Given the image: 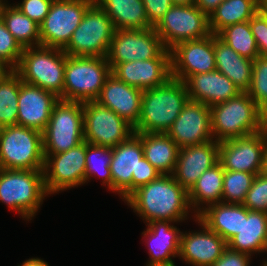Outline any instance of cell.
<instances>
[{"label": "cell", "instance_id": "e0dca14e", "mask_svg": "<svg viewBox=\"0 0 267 266\" xmlns=\"http://www.w3.org/2000/svg\"><path fill=\"white\" fill-rule=\"evenodd\" d=\"M166 134L180 148L212 141L210 107L188 100Z\"/></svg>", "mask_w": 267, "mask_h": 266}, {"label": "cell", "instance_id": "d6986e66", "mask_svg": "<svg viewBox=\"0 0 267 266\" xmlns=\"http://www.w3.org/2000/svg\"><path fill=\"white\" fill-rule=\"evenodd\" d=\"M143 156L141 138L136 133L112 148V192L118 193L123 201L132 194V176H137L139 160Z\"/></svg>", "mask_w": 267, "mask_h": 266}, {"label": "cell", "instance_id": "7402d4cb", "mask_svg": "<svg viewBox=\"0 0 267 266\" xmlns=\"http://www.w3.org/2000/svg\"><path fill=\"white\" fill-rule=\"evenodd\" d=\"M219 159V142L182 147L172 176L187 191L197 182L199 177L209 170Z\"/></svg>", "mask_w": 267, "mask_h": 266}, {"label": "cell", "instance_id": "f6af8a7d", "mask_svg": "<svg viewBox=\"0 0 267 266\" xmlns=\"http://www.w3.org/2000/svg\"><path fill=\"white\" fill-rule=\"evenodd\" d=\"M251 255L230 249H224L221 257L212 266H249Z\"/></svg>", "mask_w": 267, "mask_h": 266}, {"label": "cell", "instance_id": "f1b7e54d", "mask_svg": "<svg viewBox=\"0 0 267 266\" xmlns=\"http://www.w3.org/2000/svg\"><path fill=\"white\" fill-rule=\"evenodd\" d=\"M223 177L224 169L218 161L206 170L188 191L190 207L195 213V216H192L194 219L204 211L206 206L222 202Z\"/></svg>", "mask_w": 267, "mask_h": 266}, {"label": "cell", "instance_id": "d590c367", "mask_svg": "<svg viewBox=\"0 0 267 266\" xmlns=\"http://www.w3.org/2000/svg\"><path fill=\"white\" fill-rule=\"evenodd\" d=\"M112 157V148L91 145L86 142V173L85 183L91 177L101 176L102 185H107L112 191V177L110 171V163ZM96 175V176H95Z\"/></svg>", "mask_w": 267, "mask_h": 266}, {"label": "cell", "instance_id": "bcb514c9", "mask_svg": "<svg viewBox=\"0 0 267 266\" xmlns=\"http://www.w3.org/2000/svg\"><path fill=\"white\" fill-rule=\"evenodd\" d=\"M224 0H194V4L201 9L205 14H210L220 5Z\"/></svg>", "mask_w": 267, "mask_h": 266}, {"label": "cell", "instance_id": "9a60e30c", "mask_svg": "<svg viewBox=\"0 0 267 266\" xmlns=\"http://www.w3.org/2000/svg\"><path fill=\"white\" fill-rule=\"evenodd\" d=\"M267 128L243 137L219 142V159L224 170L259 174L263 171Z\"/></svg>", "mask_w": 267, "mask_h": 266}, {"label": "cell", "instance_id": "cb8c5ba5", "mask_svg": "<svg viewBox=\"0 0 267 266\" xmlns=\"http://www.w3.org/2000/svg\"><path fill=\"white\" fill-rule=\"evenodd\" d=\"M171 223L175 222L161 220L146 224L142 234L149 247L147 266H176L172 258L179 256L182 232Z\"/></svg>", "mask_w": 267, "mask_h": 266}, {"label": "cell", "instance_id": "f546056e", "mask_svg": "<svg viewBox=\"0 0 267 266\" xmlns=\"http://www.w3.org/2000/svg\"><path fill=\"white\" fill-rule=\"evenodd\" d=\"M113 22L115 29L144 30L148 22L142 0H94Z\"/></svg>", "mask_w": 267, "mask_h": 266}, {"label": "cell", "instance_id": "7a4b0ae2", "mask_svg": "<svg viewBox=\"0 0 267 266\" xmlns=\"http://www.w3.org/2000/svg\"><path fill=\"white\" fill-rule=\"evenodd\" d=\"M188 100L185 82L173 77L160 86L143 90L134 133H166Z\"/></svg>", "mask_w": 267, "mask_h": 266}, {"label": "cell", "instance_id": "277c9868", "mask_svg": "<svg viewBox=\"0 0 267 266\" xmlns=\"http://www.w3.org/2000/svg\"><path fill=\"white\" fill-rule=\"evenodd\" d=\"M67 54L60 48L25 47L15 71L23 82L54 93L63 100Z\"/></svg>", "mask_w": 267, "mask_h": 266}, {"label": "cell", "instance_id": "44dd1931", "mask_svg": "<svg viewBox=\"0 0 267 266\" xmlns=\"http://www.w3.org/2000/svg\"><path fill=\"white\" fill-rule=\"evenodd\" d=\"M59 100L54 93L23 82L18 98L17 125L44 132L54 104Z\"/></svg>", "mask_w": 267, "mask_h": 266}, {"label": "cell", "instance_id": "8992f818", "mask_svg": "<svg viewBox=\"0 0 267 266\" xmlns=\"http://www.w3.org/2000/svg\"><path fill=\"white\" fill-rule=\"evenodd\" d=\"M43 133L20 125L0 128V168L44 169Z\"/></svg>", "mask_w": 267, "mask_h": 266}, {"label": "cell", "instance_id": "7c38bea8", "mask_svg": "<svg viewBox=\"0 0 267 266\" xmlns=\"http://www.w3.org/2000/svg\"><path fill=\"white\" fill-rule=\"evenodd\" d=\"M94 0H54L40 27V45L63 49Z\"/></svg>", "mask_w": 267, "mask_h": 266}, {"label": "cell", "instance_id": "b9f144b4", "mask_svg": "<svg viewBox=\"0 0 267 266\" xmlns=\"http://www.w3.org/2000/svg\"><path fill=\"white\" fill-rule=\"evenodd\" d=\"M252 34L260 55H267V11H258L250 20Z\"/></svg>", "mask_w": 267, "mask_h": 266}, {"label": "cell", "instance_id": "836d02e7", "mask_svg": "<svg viewBox=\"0 0 267 266\" xmlns=\"http://www.w3.org/2000/svg\"><path fill=\"white\" fill-rule=\"evenodd\" d=\"M21 76L12 70L0 81V128L17 125Z\"/></svg>", "mask_w": 267, "mask_h": 266}, {"label": "cell", "instance_id": "f907efd6", "mask_svg": "<svg viewBox=\"0 0 267 266\" xmlns=\"http://www.w3.org/2000/svg\"><path fill=\"white\" fill-rule=\"evenodd\" d=\"M173 4L191 5L194 4V0H172Z\"/></svg>", "mask_w": 267, "mask_h": 266}, {"label": "cell", "instance_id": "d4e9b609", "mask_svg": "<svg viewBox=\"0 0 267 266\" xmlns=\"http://www.w3.org/2000/svg\"><path fill=\"white\" fill-rule=\"evenodd\" d=\"M189 100L211 107L237 96L240 89L225 75L215 70L194 74L186 81Z\"/></svg>", "mask_w": 267, "mask_h": 266}, {"label": "cell", "instance_id": "ac0fdd59", "mask_svg": "<svg viewBox=\"0 0 267 266\" xmlns=\"http://www.w3.org/2000/svg\"><path fill=\"white\" fill-rule=\"evenodd\" d=\"M111 74L141 90L160 86L171 77L170 50L165 49L154 59L116 64L111 68Z\"/></svg>", "mask_w": 267, "mask_h": 266}, {"label": "cell", "instance_id": "ffe728a7", "mask_svg": "<svg viewBox=\"0 0 267 266\" xmlns=\"http://www.w3.org/2000/svg\"><path fill=\"white\" fill-rule=\"evenodd\" d=\"M195 221L202 230L182 232L178 257L193 266H212L221 257L227 242L198 218Z\"/></svg>", "mask_w": 267, "mask_h": 266}, {"label": "cell", "instance_id": "f5cc1de1", "mask_svg": "<svg viewBox=\"0 0 267 266\" xmlns=\"http://www.w3.org/2000/svg\"><path fill=\"white\" fill-rule=\"evenodd\" d=\"M5 1L6 0H0V7L9 4V3H7L8 1H6V2Z\"/></svg>", "mask_w": 267, "mask_h": 266}, {"label": "cell", "instance_id": "9c48e42d", "mask_svg": "<svg viewBox=\"0 0 267 266\" xmlns=\"http://www.w3.org/2000/svg\"><path fill=\"white\" fill-rule=\"evenodd\" d=\"M115 30L111 19L94 2L62 50L68 56L107 57Z\"/></svg>", "mask_w": 267, "mask_h": 266}, {"label": "cell", "instance_id": "f35d334b", "mask_svg": "<svg viewBox=\"0 0 267 266\" xmlns=\"http://www.w3.org/2000/svg\"><path fill=\"white\" fill-rule=\"evenodd\" d=\"M23 47L7 30L0 17V60L7 64L12 70L19 65Z\"/></svg>", "mask_w": 267, "mask_h": 266}, {"label": "cell", "instance_id": "681fc988", "mask_svg": "<svg viewBox=\"0 0 267 266\" xmlns=\"http://www.w3.org/2000/svg\"><path fill=\"white\" fill-rule=\"evenodd\" d=\"M258 11H267V0H256Z\"/></svg>", "mask_w": 267, "mask_h": 266}, {"label": "cell", "instance_id": "8d00e7d4", "mask_svg": "<svg viewBox=\"0 0 267 266\" xmlns=\"http://www.w3.org/2000/svg\"><path fill=\"white\" fill-rule=\"evenodd\" d=\"M254 178L249 172L224 170L222 202L243 204Z\"/></svg>", "mask_w": 267, "mask_h": 266}, {"label": "cell", "instance_id": "5bb4252c", "mask_svg": "<svg viewBox=\"0 0 267 266\" xmlns=\"http://www.w3.org/2000/svg\"><path fill=\"white\" fill-rule=\"evenodd\" d=\"M165 49L154 27L116 29L106 58L112 68L120 63L157 58Z\"/></svg>", "mask_w": 267, "mask_h": 266}, {"label": "cell", "instance_id": "7bdbcfd3", "mask_svg": "<svg viewBox=\"0 0 267 266\" xmlns=\"http://www.w3.org/2000/svg\"><path fill=\"white\" fill-rule=\"evenodd\" d=\"M161 173L143 156L139 160L137 176H132V193L139 187L156 180Z\"/></svg>", "mask_w": 267, "mask_h": 266}, {"label": "cell", "instance_id": "c3c4849f", "mask_svg": "<svg viewBox=\"0 0 267 266\" xmlns=\"http://www.w3.org/2000/svg\"><path fill=\"white\" fill-rule=\"evenodd\" d=\"M12 71V69L0 60V81Z\"/></svg>", "mask_w": 267, "mask_h": 266}, {"label": "cell", "instance_id": "ee69618b", "mask_svg": "<svg viewBox=\"0 0 267 266\" xmlns=\"http://www.w3.org/2000/svg\"><path fill=\"white\" fill-rule=\"evenodd\" d=\"M148 22L155 27L165 13L174 5L172 0H142Z\"/></svg>", "mask_w": 267, "mask_h": 266}, {"label": "cell", "instance_id": "6da1fadb", "mask_svg": "<svg viewBox=\"0 0 267 266\" xmlns=\"http://www.w3.org/2000/svg\"><path fill=\"white\" fill-rule=\"evenodd\" d=\"M124 202L146 224L161 220L179 223L187 220L191 212L188 191L172 175L161 174L135 190Z\"/></svg>", "mask_w": 267, "mask_h": 266}, {"label": "cell", "instance_id": "7dc6e473", "mask_svg": "<svg viewBox=\"0 0 267 266\" xmlns=\"http://www.w3.org/2000/svg\"><path fill=\"white\" fill-rule=\"evenodd\" d=\"M18 266H49L47 262L40 258H30L23 262L22 265Z\"/></svg>", "mask_w": 267, "mask_h": 266}, {"label": "cell", "instance_id": "603a6c76", "mask_svg": "<svg viewBox=\"0 0 267 266\" xmlns=\"http://www.w3.org/2000/svg\"><path fill=\"white\" fill-rule=\"evenodd\" d=\"M142 93L143 90L130 86L111 74L95 101L114 111L134 127L141 114Z\"/></svg>", "mask_w": 267, "mask_h": 266}, {"label": "cell", "instance_id": "484cf974", "mask_svg": "<svg viewBox=\"0 0 267 266\" xmlns=\"http://www.w3.org/2000/svg\"><path fill=\"white\" fill-rule=\"evenodd\" d=\"M227 246L235 251L253 255L267 253V213L248 210L242 204V226Z\"/></svg>", "mask_w": 267, "mask_h": 266}, {"label": "cell", "instance_id": "4fadbf2b", "mask_svg": "<svg viewBox=\"0 0 267 266\" xmlns=\"http://www.w3.org/2000/svg\"><path fill=\"white\" fill-rule=\"evenodd\" d=\"M86 141L63 153L50 154L44 162V184L47 194H55L85 184Z\"/></svg>", "mask_w": 267, "mask_h": 266}, {"label": "cell", "instance_id": "30bf717a", "mask_svg": "<svg viewBox=\"0 0 267 266\" xmlns=\"http://www.w3.org/2000/svg\"><path fill=\"white\" fill-rule=\"evenodd\" d=\"M166 49L209 36V16L195 4H174L154 27Z\"/></svg>", "mask_w": 267, "mask_h": 266}, {"label": "cell", "instance_id": "5b68a950", "mask_svg": "<svg viewBox=\"0 0 267 266\" xmlns=\"http://www.w3.org/2000/svg\"><path fill=\"white\" fill-rule=\"evenodd\" d=\"M46 196L43 170L0 168V201L24 220H32Z\"/></svg>", "mask_w": 267, "mask_h": 266}, {"label": "cell", "instance_id": "4dcf8cb0", "mask_svg": "<svg viewBox=\"0 0 267 266\" xmlns=\"http://www.w3.org/2000/svg\"><path fill=\"white\" fill-rule=\"evenodd\" d=\"M197 218L226 242L238 234L242 226V204L217 203L204 209Z\"/></svg>", "mask_w": 267, "mask_h": 266}, {"label": "cell", "instance_id": "83f0119b", "mask_svg": "<svg viewBox=\"0 0 267 266\" xmlns=\"http://www.w3.org/2000/svg\"><path fill=\"white\" fill-rule=\"evenodd\" d=\"M141 138L144 157L162 175H172L180 147L166 133H136Z\"/></svg>", "mask_w": 267, "mask_h": 266}, {"label": "cell", "instance_id": "e575fe53", "mask_svg": "<svg viewBox=\"0 0 267 266\" xmlns=\"http://www.w3.org/2000/svg\"><path fill=\"white\" fill-rule=\"evenodd\" d=\"M217 36L241 56L254 60L260 55L249 21L228 26Z\"/></svg>", "mask_w": 267, "mask_h": 266}, {"label": "cell", "instance_id": "8fae6325", "mask_svg": "<svg viewBox=\"0 0 267 266\" xmlns=\"http://www.w3.org/2000/svg\"><path fill=\"white\" fill-rule=\"evenodd\" d=\"M84 141L113 148L134 134L133 126L97 101L83 102Z\"/></svg>", "mask_w": 267, "mask_h": 266}, {"label": "cell", "instance_id": "db71d44e", "mask_svg": "<svg viewBox=\"0 0 267 266\" xmlns=\"http://www.w3.org/2000/svg\"><path fill=\"white\" fill-rule=\"evenodd\" d=\"M262 265L267 266V261H264Z\"/></svg>", "mask_w": 267, "mask_h": 266}, {"label": "cell", "instance_id": "1f68e13d", "mask_svg": "<svg viewBox=\"0 0 267 266\" xmlns=\"http://www.w3.org/2000/svg\"><path fill=\"white\" fill-rule=\"evenodd\" d=\"M258 12L256 0H224L209 16V27L217 35L222 29L249 21Z\"/></svg>", "mask_w": 267, "mask_h": 266}, {"label": "cell", "instance_id": "3957f363", "mask_svg": "<svg viewBox=\"0 0 267 266\" xmlns=\"http://www.w3.org/2000/svg\"><path fill=\"white\" fill-rule=\"evenodd\" d=\"M213 140L243 137L267 128V116L247 92L210 107Z\"/></svg>", "mask_w": 267, "mask_h": 266}, {"label": "cell", "instance_id": "60d3db41", "mask_svg": "<svg viewBox=\"0 0 267 266\" xmlns=\"http://www.w3.org/2000/svg\"><path fill=\"white\" fill-rule=\"evenodd\" d=\"M54 0H23L15 6L31 20L40 25Z\"/></svg>", "mask_w": 267, "mask_h": 266}, {"label": "cell", "instance_id": "2e32d148", "mask_svg": "<svg viewBox=\"0 0 267 266\" xmlns=\"http://www.w3.org/2000/svg\"><path fill=\"white\" fill-rule=\"evenodd\" d=\"M171 77L185 82L194 74L216 70L214 34L178 43L170 49Z\"/></svg>", "mask_w": 267, "mask_h": 266}, {"label": "cell", "instance_id": "4316f807", "mask_svg": "<svg viewBox=\"0 0 267 266\" xmlns=\"http://www.w3.org/2000/svg\"><path fill=\"white\" fill-rule=\"evenodd\" d=\"M216 70L227 76L241 92L251 85L253 60L241 56L214 34Z\"/></svg>", "mask_w": 267, "mask_h": 266}, {"label": "cell", "instance_id": "74e56055", "mask_svg": "<svg viewBox=\"0 0 267 266\" xmlns=\"http://www.w3.org/2000/svg\"><path fill=\"white\" fill-rule=\"evenodd\" d=\"M252 72L251 85L246 92L267 116V55L253 60Z\"/></svg>", "mask_w": 267, "mask_h": 266}, {"label": "cell", "instance_id": "d6a6232c", "mask_svg": "<svg viewBox=\"0 0 267 266\" xmlns=\"http://www.w3.org/2000/svg\"><path fill=\"white\" fill-rule=\"evenodd\" d=\"M0 17L7 30L23 48L40 45L39 25L24 15L14 4L1 6Z\"/></svg>", "mask_w": 267, "mask_h": 266}, {"label": "cell", "instance_id": "816d5d0a", "mask_svg": "<svg viewBox=\"0 0 267 266\" xmlns=\"http://www.w3.org/2000/svg\"><path fill=\"white\" fill-rule=\"evenodd\" d=\"M262 172L267 175V145L265 148L264 163H263V171Z\"/></svg>", "mask_w": 267, "mask_h": 266}, {"label": "cell", "instance_id": "ab89813d", "mask_svg": "<svg viewBox=\"0 0 267 266\" xmlns=\"http://www.w3.org/2000/svg\"><path fill=\"white\" fill-rule=\"evenodd\" d=\"M243 205L252 211L267 213V175L263 172L255 175Z\"/></svg>", "mask_w": 267, "mask_h": 266}, {"label": "cell", "instance_id": "ba28073f", "mask_svg": "<svg viewBox=\"0 0 267 266\" xmlns=\"http://www.w3.org/2000/svg\"><path fill=\"white\" fill-rule=\"evenodd\" d=\"M83 141V103L59 99L43 132L44 157L63 153Z\"/></svg>", "mask_w": 267, "mask_h": 266}, {"label": "cell", "instance_id": "52a82bcc", "mask_svg": "<svg viewBox=\"0 0 267 266\" xmlns=\"http://www.w3.org/2000/svg\"><path fill=\"white\" fill-rule=\"evenodd\" d=\"M110 75L111 67L106 57L67 55L63 100L95 101Z\"/></svg>", "mask_w": 267, "mask_h": 266}]
</instances>
